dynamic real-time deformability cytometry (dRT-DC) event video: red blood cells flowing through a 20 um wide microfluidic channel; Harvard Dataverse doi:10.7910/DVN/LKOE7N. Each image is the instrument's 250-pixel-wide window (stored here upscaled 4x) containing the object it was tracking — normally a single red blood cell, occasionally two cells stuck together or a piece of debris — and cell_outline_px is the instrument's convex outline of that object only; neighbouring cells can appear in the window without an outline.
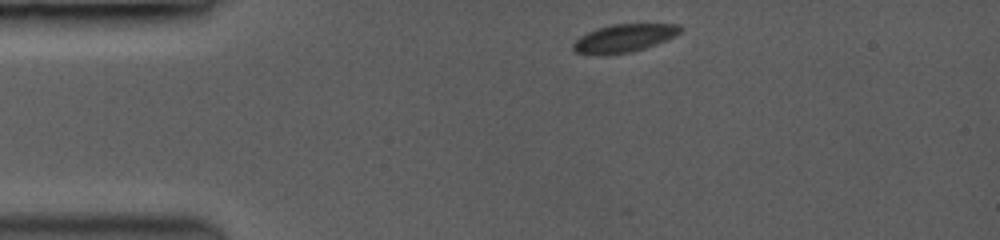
{"species": "common noctule bat (a hibernating species)", "species_latin": "Nyctalus noctula", "temperature_condition": "room temperature", "stored_images_in_passage": 13, "camera_frame_rate_fps": 3500, "um_per_image_px": 0.085, "animal": {"sex": "female", "body_mass_g": 19.0, "forearm_length_mm": 53.3}, "frame": {"image": 1, "passage_image": 1, "time_ms": 0.0, "image_size_px": [1000, 240], "cell_outline_px": [[680, 32], [664, 40], [644, 48], [628, 52], [576, 52], [572, 48], [572, 44], [580, 36], [588, 32], [612, 24], [676, 24], [680, 28]], "centroid_in_image_um": [53.04, 3.2], "position_along_channel_um": 32.0, "area_um2": 16.3}}
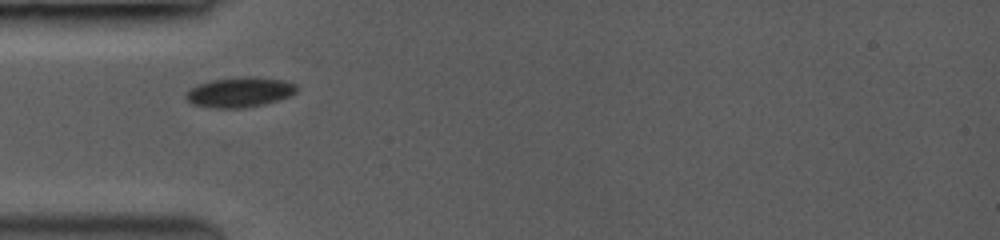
{"frame": {"image": 2, "passage_image": 8, "time_ms": 2.0, "image_size_px": [1000, 240], "cell_outline_px": [[296, 92], [288, 96], [276, 100], [244, 108], [216, 108], [196, 104], [188, 100], [188, 92], [192, 88], [200, 84], [212, 80], [240, 76], [252, 76], [284, 80], [296, 84]], "centroid_in_image_um": [20.42, 7.81], "position_along_channel_um": 64.6, "area_um2": 18.84}}